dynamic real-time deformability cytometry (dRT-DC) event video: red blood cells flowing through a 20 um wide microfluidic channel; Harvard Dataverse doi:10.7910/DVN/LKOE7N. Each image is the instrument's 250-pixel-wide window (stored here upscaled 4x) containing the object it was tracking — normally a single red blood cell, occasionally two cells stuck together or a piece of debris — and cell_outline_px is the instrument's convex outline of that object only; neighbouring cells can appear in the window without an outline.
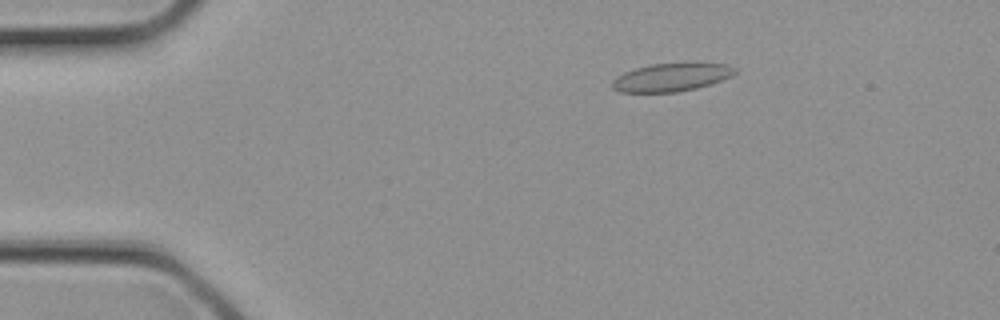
{"species": "common noctule bat (a hibernating species)", "species_latin": "Nyctalus noctula", "temperature_condition": "cold", "stored_images_in_passage": 1, "camera_frame_rate_fps": 3000, "um_per_image_px": 0.085, "animal": {"sex": "female", "body_mass_g": 21.9}, "frame": {"image": 1, "passage_image": 1, "time_ms": 0.0, "image_size_px": [1000, 320], "cell_outline_px": [[736, 72], [732, 76], [696, 88], [676, 92], [620, 92], [612, 88], [612, 80], [616, 76], [624, 72], [636, 68], [652, 64], [728, 64], [736, 68]], "centroid_in_image_um": [57.02, 6.58], "position_along_channel_um": 28.0, "area_um2": 19.71}}